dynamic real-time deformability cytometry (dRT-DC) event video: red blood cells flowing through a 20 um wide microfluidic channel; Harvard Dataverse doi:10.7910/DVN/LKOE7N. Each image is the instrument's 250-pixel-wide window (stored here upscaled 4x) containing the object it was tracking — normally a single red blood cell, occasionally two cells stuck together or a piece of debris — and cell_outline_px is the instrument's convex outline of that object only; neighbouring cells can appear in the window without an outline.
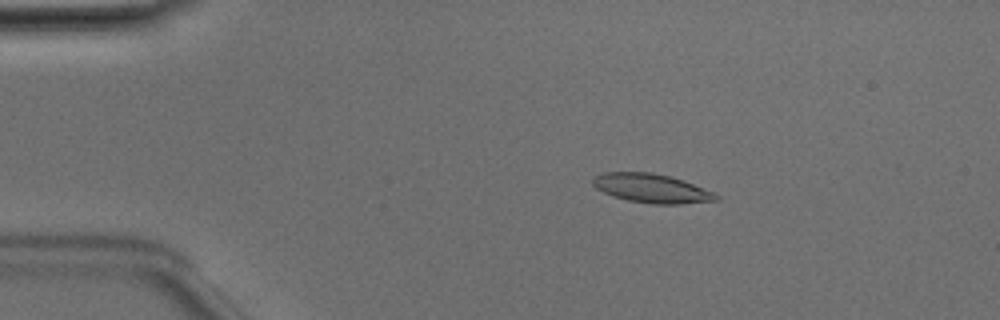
{"species": "Egyptian fruit bat (a non-hibernating species)", "species_latin": "Rousettus aegyptiacus", "temperature_condition": "room temperature", "stored_images_in_passage": 4, "camera_frame_rate_fps": 3000, "um_per_image_px": 0.085, "animal": {"sex": "male"}, "frame": {"image": 1, "passage_image": 1, "time_ms": 0.0, "image_size_px": [1000, 320], "cell_outline_px": [[720, 200], [680, 204], [652, 204], [628, 200], [612, 196], [596, 188], [592, 184], [592, 176], [604, 172], [652, 172], [684, 180], [712, 192], [720, 196]], "centroid_in_image_um": [55.36, 16.0], "position_along_channel_um": 29.6, "area_um2": 20.87}}